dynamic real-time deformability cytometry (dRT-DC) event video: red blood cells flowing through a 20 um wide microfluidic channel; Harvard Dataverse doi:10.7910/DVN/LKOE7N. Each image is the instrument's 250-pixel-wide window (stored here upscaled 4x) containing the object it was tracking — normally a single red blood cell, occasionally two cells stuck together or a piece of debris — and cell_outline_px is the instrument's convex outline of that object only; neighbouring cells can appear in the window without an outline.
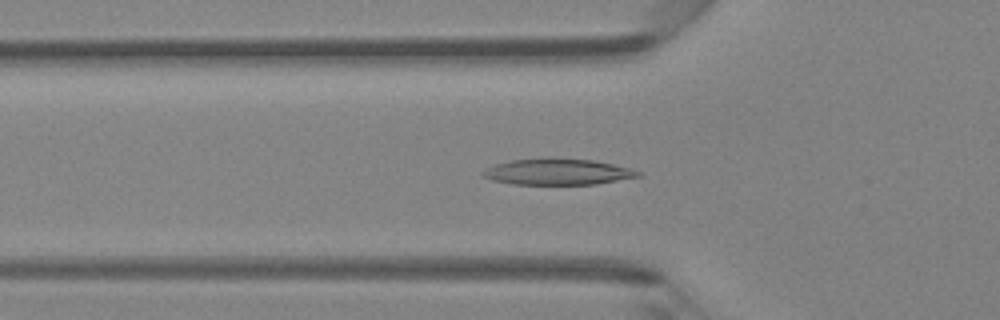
{"species": "Egyptian fruit bat (a non-hibernating species)", "species_latin": "Rousettus aegyptiacus", "temperature_condition": "room temperature", "stored_images_in_passage": 47, "camera_frame_rate_fps": 3000, "um_per_image_px": 0.085, "animal": {"sex": "female"}, "frame": {"image": 1, "passage_image": 16, "time_ms": 5.0, "image_size_px": [1000, 320], "cell_outline_px": [[640, 176], [596, 184], [512, 184], [492, 180], [484, 176], [480, 172], [484, 168], [496, 164], [512, 160], [544, 156], [548, 156], [596, 160], [632, 168], [640, 172]], "centroid_in_image_um": [47.38, 14.57], "position_along_channel_um": 78.4, "area_um2": 24.16}}
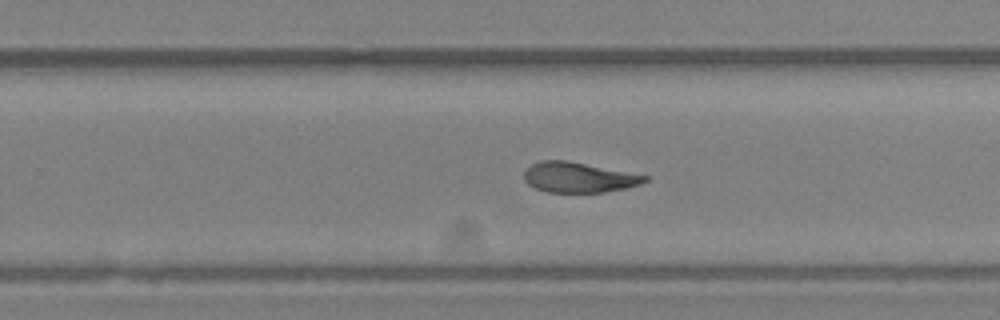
{"frame": {"image": 2, "passage_image": 30, "time_ms": 9.667, "image_size_px": [1000, 320], "cell_outline_px": [[648, 180], [640, 184], [624, 188], [604, 192], [548, 192], [536, 188], [528, 184], [524, 180], [524, 172], [532, 164], [540, 160], [568, 160], [648, 176]], "centroid_in_image_um": [49.16, 15.07], "position_along_channel_um": 280.6, "area_um2": 21.1}}
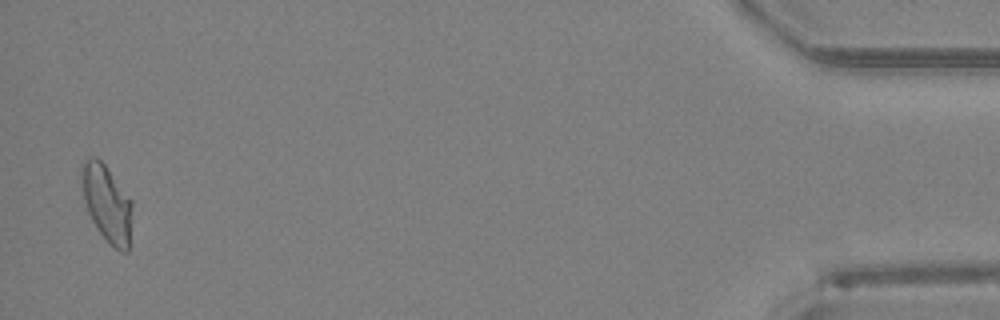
{"frame": {"image": 3, "passage_image": 46, "time_ms": 15.0, "image_size_px": [1000, 320], "cell_outline_px": [[132, 208], [128, 252], [120, 252], [108, 244], [92, 220], [84, 204], [80, 172], [80, 164], [84, 160], [92, 156], [96, 156], [104, 164], [132, 200]], "centroid_in_image_um": [9.06, 17.27], "position_along_channel_um": 426.1, "area_um2": 22.83}, "authors_computed_cell_mechanics": {"area_um2": 22.4264, "velocity_mm_per_s": 4.3431, "shape_relaxation_time_tau1_ms": 4.977, "shape_relaxation_time_tau2_ms": 2.5179, "deformation_change_tau1": 0.1882, "deformation_change_tau2": 0.0841}}